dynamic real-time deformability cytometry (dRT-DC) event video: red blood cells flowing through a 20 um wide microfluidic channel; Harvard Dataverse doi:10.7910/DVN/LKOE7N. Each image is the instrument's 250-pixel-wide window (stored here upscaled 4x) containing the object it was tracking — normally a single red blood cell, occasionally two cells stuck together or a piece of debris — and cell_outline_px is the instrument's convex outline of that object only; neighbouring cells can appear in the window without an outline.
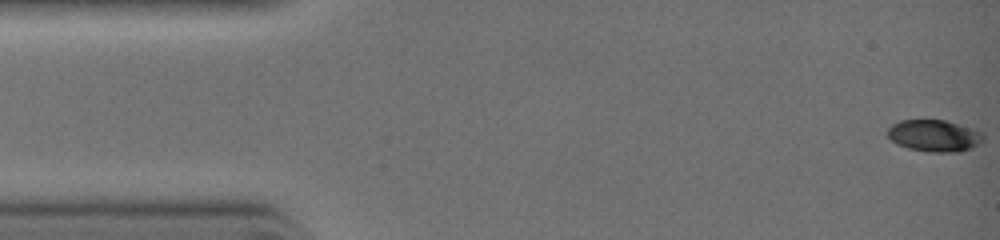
{"species": "common noctule bat (a hibernating species)", "species_latin": "Nyctalus noctula", "temperature_condition": "warm", "stored_images_in_passage": 6, "camera_frame_rate_fps": 3000, "um_per_image_px": 0.085, "animal": {"sex": "female", "body_mass_g": 19.0, "forearm_length_mm": 51.5}, "frame": {"image": 1, "passage_image": 1, "time_ms": 0.0, "image_size_px": [1000, 240], "cell_outline_px": [[984, 140], [972, 148], [960, 152], [928, 152], [908, 148], [896, 144], [888, 136], [888, 128], [892, 124], [900, 120], [944, 120], [980, 132], [984, 136]], "centroid_in_image_um": [79.39, 11.55], "position_along_channel_um": 5.6, "area_um2": 17.57}}
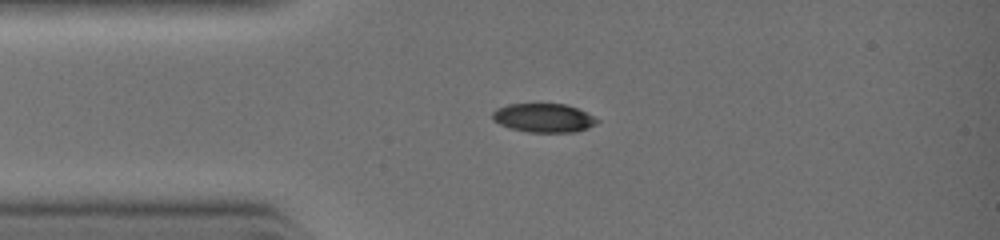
{"frame": {"image": 2, "passage_image": 5, "time_ms": 2.333, "image_size_px": [1000, 240], "cell_outline_px": [[600, 120], [596, 124], [588, 128], [576, 132], [528, 132], [512, 128], [500, 124], [492, 120], [492, 112], [496, 108], [508, 104], [564, 104], [576, 108]], "centroid_in_image_um": [46.19, 10.02], "position_along_channel_um": 38.8, "area_um2": 17.46}}